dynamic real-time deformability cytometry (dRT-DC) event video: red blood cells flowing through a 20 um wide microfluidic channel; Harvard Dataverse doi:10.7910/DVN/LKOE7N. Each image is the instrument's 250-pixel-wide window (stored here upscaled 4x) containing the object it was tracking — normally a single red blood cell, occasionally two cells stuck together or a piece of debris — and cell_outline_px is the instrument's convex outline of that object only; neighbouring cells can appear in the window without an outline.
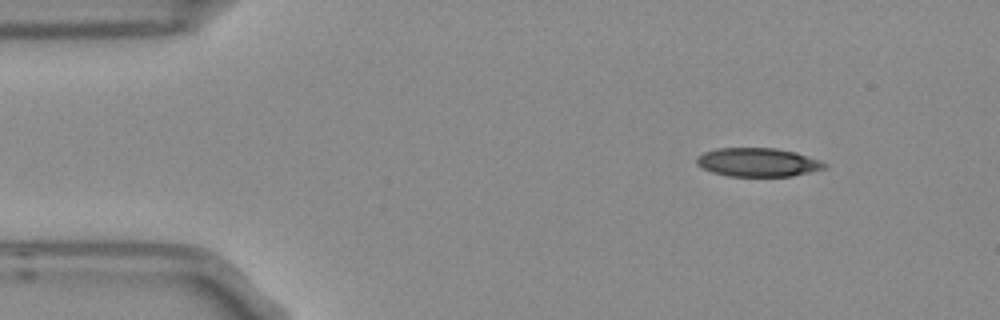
{"species": "Egyptian fruit bat (a non-hibernating species)", "species_latin": "Rousettus aegyptiacus", "temperature_condition": "room temperature", "stored_images_in_passage": 4, "camera_frame_rate_fps": 3000, "um_per_image_px": 0.085, "frame": {"image": 1, "passage_image": 2, "time_ms": 0.333, "image_size_px": [1000, 320], "cell_outline_px": [[828, 168], [792, 176], [728, 176], [712, 172], [696, 164], [696, 156], [704, 152], [716, 148], [776, 148], [796, 152], [820, 160], [828, 164]], "centroid_in_image_um": [64.43, 13.79], "position_along_channel_um": 20.6, "area_um2": 21.5}}